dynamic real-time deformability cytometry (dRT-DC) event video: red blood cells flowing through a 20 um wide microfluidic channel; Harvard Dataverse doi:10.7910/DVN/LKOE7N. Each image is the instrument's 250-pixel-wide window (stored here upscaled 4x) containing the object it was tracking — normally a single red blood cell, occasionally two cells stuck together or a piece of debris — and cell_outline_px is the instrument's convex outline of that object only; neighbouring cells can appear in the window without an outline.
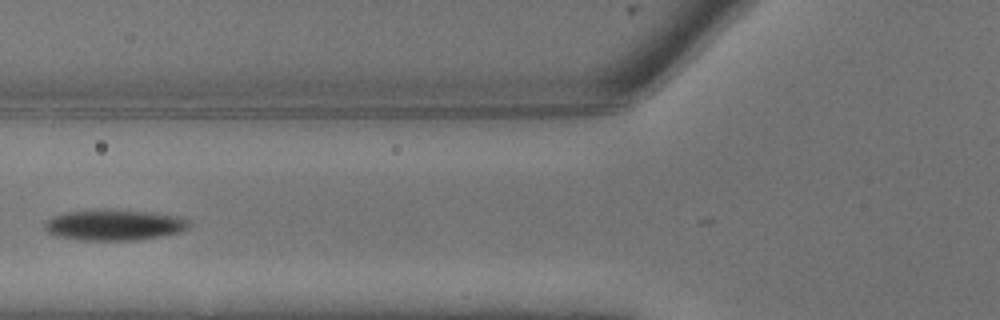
{"species": "common noctule bat (a hibernating species)", "species_latin": "Nyctalus noctula", "temperature_condition": "warm", "stored_images_in_passage": 9, "camera_frame_rate_fps": 3000, "um_per_image_px": 0.085, "animal": {"sex": "male", "body_mass_g": 13.3}, "frame": {"image": 1, "passage_image": 8, "time_ms": 2.333, "image_size_px": [1000, 320], "cell_outline_px": [[192, 224], [188, 228], [180, 232], [160, 236], [132, 240], [84, 240], [56, 236], [48, 232], [44, 228], [44, 220], [52, 216], [68, 212], [96, 208], [112, 208], [156, 212], [180, 216], [192, 220]], "centroid_in_image_um": [9.74, 19.08], "position_along_channel_um": 116.1, "area_um2": 26.7}}